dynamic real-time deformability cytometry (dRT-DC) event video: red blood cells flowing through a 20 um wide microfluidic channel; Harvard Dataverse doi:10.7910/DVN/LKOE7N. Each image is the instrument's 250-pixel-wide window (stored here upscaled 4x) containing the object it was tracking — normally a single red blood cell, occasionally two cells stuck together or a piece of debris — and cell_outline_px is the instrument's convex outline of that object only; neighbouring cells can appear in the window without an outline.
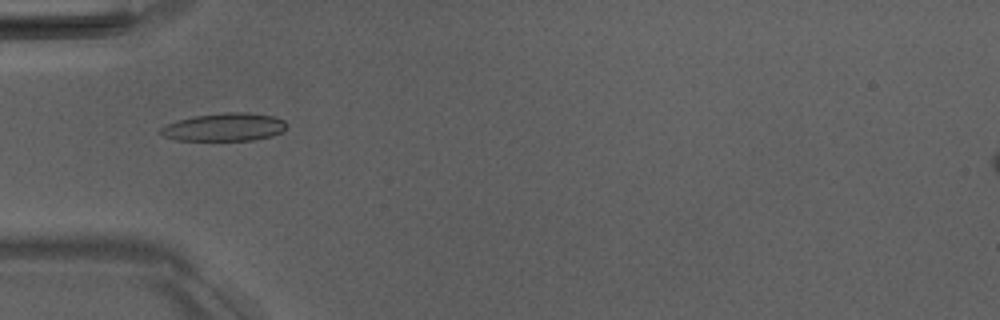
{"species": "Egyptian fruit bat (a non-hibernating species)", "species_latin": "Rousettus aegyptiacus", "temperature_condition": "room temperature", "stored_images_in_passage": 37, "camera_frame_rate_fps": 3000, "um_per_image_px": 0.085, "animal": {"sex": "male"}, "frame": {"image": 1, "passage_image": 2, "time_ms": 0.333, "image_size_px": [1000, 320], "cell_outline_px": [[288, 124], [280, 132], [272, 136], [252, 140], [176, 140], [164, 136], [156, 132], [160, 128], [168, 124], [192, 116], [224, 112], [244, 112], [276, 116], [284, 120]], "centroid_in_image_um": [19.07, 10.8], "position_along_channel_um": 65.9, "area_um2": 20.58}}
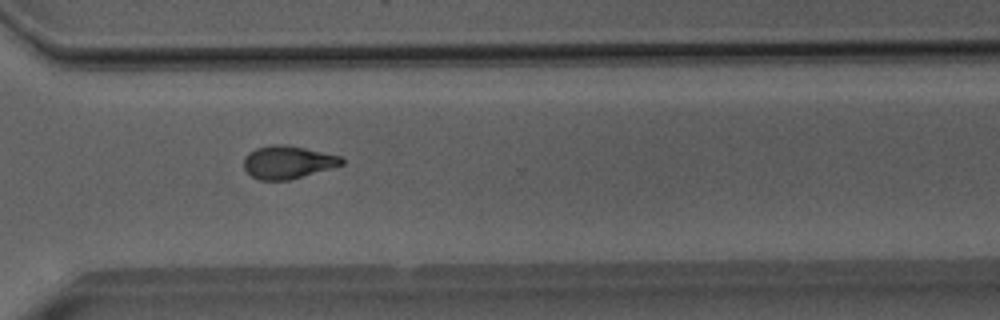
{"frame": {"image": 2, "passage_image": 23, "time_ms": 7.333, "image_size_px": [1000, 320], "cell_outline_px": [[344, 164], [288, 180], [260, 180], [252, 176], [244, 168], [244, 156], [248, 152], [256, 148], [272, 144], [284, 144], [304, 148], [340, 156], [344, 160]], "centroid_in_image_um": [24.42, 13.78], "position_along_channel_um": 346.2, "area_um2": 18.55}}
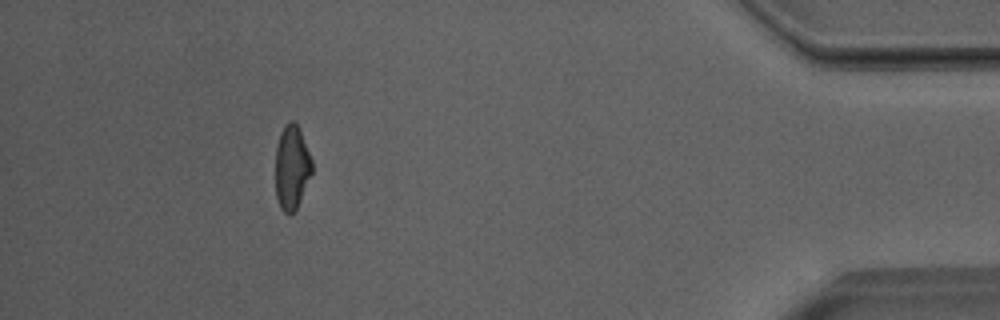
{"frame": {"image": 3, "passage_image": 32, "time_ms": 10.333, "image_size_px": [1000, 320], "cell_outline_px": [[312, 172], [300, 200], [296, 208], [288, 216], [280, 208], [276, 196], [276, 148], [280, 132], [284, 124], [292, 120], [300, 128], [312, 160]], "centroid_in_image_um": [24.79, 14.2], "position_along_channel_um": 410.4, "area_um2": 17.92}, "authors_computed_cell_mechanics": {"area_um2": 18.6694, "velocity_mm_per_s": 4.0115, "shape_relaxation_time_tau1_ms": 7.5914, "shape_relaxation_time_tau2_ms": 2.4526, "deformation_change_tau1": 0.221, "deformation_change_tau2": 0.0947}}